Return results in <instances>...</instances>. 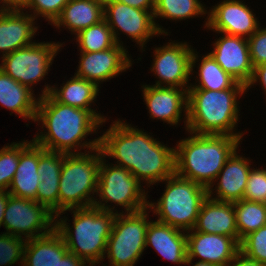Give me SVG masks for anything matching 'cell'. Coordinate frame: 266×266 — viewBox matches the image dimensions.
Here are the masks:
<instances>
[{"label":"cell","instance_id":"cell-33","mask_svg":"<svg viewBox=\"0 0 266 266\" xmlns=\"http://www.w3.org/2000/svg\"><path fill=\"white\" fill-rule=\"evenodd\" d=\"M64 153L45 150L39 145L38 174L40 181H59Z\"/></svg>","mask_w":266,"mask_h":266},{"label":"cell","instance_id":"cell-24","mask_svg":"<svg viewBox=\"0 0 266 266\" xmlns=\"http://www.w3.org/2000/svg\"><path fill=\"white\" fill-rule=\"evenodd\" d=\"M68 249L61 234L54 228L49 234L26 240L23 266H54Z\"/></svg>","mask_w":266,"mask_h":266},{"label":"cell","instance_id":"cell-44","mask_svg":"<svg viewBox=\"0 0 266 266\" xmlns=\"http://www.w3.org/2000/svg\"><path fill=\"white\" fill-rule=\"evenodd\" d=\"M10 196L8 191H0V227L3 224L4 212Z\"/></svg>","mask_w":266,"mask_h":266},{"label":"cell","instance_id":"cell-34","mask_svg":"<svg viewBox=\"0 0 266 266\" xmlns=\"http://www.w3.org/2000/svg\"><path fill=\"white\" fill-rule=\"evenodd\" d=\"M240 252L266 265V225L249 233L241 240Z\"/></svg>","mask_w":266,"mask_h":266},{"label":"cell","instance_id":"cell-32","mask_svg":"<svg viewBox=\"0 0 266 266\" xmlns=\"http://www.w3.org/2000/svg\"><path fill=\"white\" fill-rule=\"evenodd\" d=\"M20 161V143L0 149V191H7Z\"/></svg>","mask_w":266,"mask_h":266},{"label":"cell","instance_id":"cell-13","mask_svg":"<svg viewBox=\"0 0 266 266\" xmlns=\"http://www.w3.org/2000/svg\"><path fill=\"white\" fill-rule=\"evenodd\" d=\"M197 54L186 43H169L155 49V59L152 71L158 75L155 86L162 87L163 82L168 87L182 88L188 84V79L196 63Z\"/></svg>","mask_w":266,"mask_h":266},{"label":"cell","instance_id":"cell-2","mask_svg":"<svg viewBox=\"0 0 266 266\" xmlns=\"http://www.w3.org/2000/svg\"><path fill=\"white\" fill-rule=\"evenodd\" d=\"M38 100L35 121H42L48 133L36 135L33 141L45 150L65 154L105 122L94 110H84L57 102L50 94ZM81 140V141H80Z\"/></svg>","mask_w":266,"mask_h":266},{"label":"cell","instance_id":"cell-17","mask_svg":"<svg viewBox=\"0 0 266 266\" xmlns=\"http://www.w3.org/2000/svg\"><path fill=\"white\" fill-rule=\"evenodd\" d=\"M208 15L205 25L219 33L249 38L259 28L252 11L238 0H224Z\"/></svg>","mask_w":266,"mask_h":266},{"label":"cell","instance_id":"cell-3","mask_svg":"<svg viewBox=\"0 0 266 266\" xmlns=\"http://www.w3.org/2000/svg\"><path fill=\"white\" fill-rule=\"evenodd\" d=\"M239 143V137L229 135L195 134L181 140L175 148V173L206 187L212 195L214 179Z\"/></svg>","mask_w":266,"mask_h":266},{"label":"cell","instance_id":"cell-1","mask_svg":"<svg viewBox=\"0 0 266 266\" xmlns=\"http://www.w3.org/2000/svg\"><path fill=\"white\" fill-rule=\"evenodd\" d=\"M99 138L102 155L116 158V166L128 169L139 181L151 185L175 173V149L125 122L114 121Z\"/></svg>","mask_w":266,"mask_h":266},{"label":"cell","instance_id":"cell-35","mask_svg":"<svg viewBox=\"0 0 266 266\" xmlns=\"http://www.w3.org/2000/svg\"><path fill=\"white\" fill-rule=\"evenodd\" d=\"M21 237L11 234H0V265H12L19 259L23 263L24 248L26 244Z\"/></svg>","mask_w":266,"mask_h":266},{"label":"cell","instance_id":"cell-6","mask_svg":"<svg viewBox=\"0 0 266 266\" xmlns=\"http://www.w3.org/2000/svg\"><path fill=\"white\" fill-rule=\"evenodd\" d=\"M99 140L100 138H97L80 146L90 148L96 155L86 152L76 154L75 151L64 153L59 180V213L55 218L64 211L93 206L95 199L89 196L97 192L99 168L103 158Z\"/></svg>","mask_w":266,"mask_h":266},{"label":"cell","instance_id":"cell-26","mask_svg":"<svg viewBox=\"0 0 266 266\" xmlns=\"http://www.w3.org/2000/svg\"><path fill=\"white\" fill-rule=\"evenodd\" d=\"M31 91V87L20 84L0 69V103L2 106L14 111L20 117L35 121L38 101Z\"/></svg>","mask_w":266,"mask_h":266},{"label":"cell","instance_id":"cell-27","mask_svg":"<svg viewBox=\"0 0 266 266\" xmlns=\"http://www.w3.org/2000/svg\"><path fill=\"white\" fill-rule=\"evenodd\" d=\"M98 89L99 88L95 83L74 76V78L67 81L59 90H56L55 87L45 86V89L40 96L43 97L50 94L57 102L64 105L84 110H93L89 107L90 104L94 102L93 100L98 94Z\"/></svg>","mask_w":266,"mask_h":266},{"label":"cell","instance_id":"cell-11","mask_svg":"<svg viewBox=\"0 0 266 266\" xmlns=\"http://www.w3.org/2000/svg\"><path fill=\"white\" fill-rule=\"evenodd\" d=\"M54 220H57L55 215L35 200L12 195L8 197L3 219L7 234L17 237H22L23 234L26 240L41 237L49 234L55 228ZM42 230L44 231L42 232ZM39 231L41 233H38Z\"/></svg>","mask_w":266,"mask_h":266},{"label":"cell","instance_id":"cell-18","mask_svg":"<svg viewBox=\"0 0 266 266\" xmlns=\"http://www.w3.org/2000/svg\"><path fill=\"white\" fill-rule=\"evenodd\" d=\"M144 101L152 118L161 119L172 125L180 121L181 111L185 108L187 125L188 89L165 86H143Z\"/></svg>","mask_w":266,"mask_h":266},{"label":"cell","instance_id":"cell-8","mask_svg":"<svg viewBox=\"0 0 266 266\" xmlns=\"http://www.w3.org/2000/svg\"><path fill=\"white\" fill-rule=\"evenodd\" d=\"M146 210L126 215L116 213L105 252L110 266H134L143 253L150 223Z\"/></svg>","mask_w":266,"mask_h":266},{"label":"cell","instance_id":"cell-42","mask_svg":"<svg viewBox=\"0 0 266 266\" xmlns=\"http://www.w3.org/2000/svg\"><path fill=\"white\" fill-rule=\"evenodd\" d=\"M117 1L141 10L149 9L151 10L150 11L151 13H154L156 5V0H117Z\"/></svg>","mask_w":266,"mask_h":266},{"label":"cell","instance_id":"cell-46","mask_svg":"<svg viewBox=\"0 0 266 266\" xmlns=\"http://www.w3.org/2000/svg\"><path fill=\"white\" fill-rule=\"evenodd\" d=\"M194 266H216V265L211 264V263H207L204 261H199V262H196V264Z\"/></svg>","mask_w":266,"mask_h":266},{"label":"cell","instance_id":"cell-20","mask_svg":"<svg viewBox=\"0 0 266 266\" xmlns=\"http://www.w3.org/2000/svg\"><path fill=\"white\" fill-rule=\"evenodd\" d=\"M193 230L232 237L239 243L234 203L207 197L201 205L196 224L191 231Z\"/></svg>","mask_w":266,"mask_h":266},{"label":"cell","instance_id":"cell-22","mask_svg":"<svg viewBox=\"0 0 266 266\" xmlns=\"http://www.w3.org/2000/svg\"><path fill=\"white\" fill-rule=\"evenodd\" d=\"M236 153L235 150L217 175L216 178H220L216 190L218 195L212 198L211 194H208L211 199L230 203L243 199L251 168L249 161Z\"/></svg>","mask_w":266,"mask_h":266},{"label":"cell","instance_id":"cell-9","mask_svg":"<svg viewBox=\"0 0 266 266\" xmlns=\"http://www.w3.org/2000/svg\"><path fill=\"white\" fill-rule=\"evenodd\" d=\"M101 159L97 193L102 201H111L125 207L127 213H135L148 209L145 191L140 181L123 167L106 165Z\"/></svg>","mask_w":266,"mask_h":266},{"label":"cell","instance_id":"cell-7","mask_svg":"<svg viewBox=\"0 0 266 266\" xmlns=\"http://www.w3.org/2000/svg\"><path fill=\"white\" fill-rule=\"evenodd\" d=\"M164 181L166 190L158 203H148L149 209L159 215L157 221L183 231L194 228L203 201L208 197V189L174 173Z\"/></svg>","mask_w":266,"mask_h":266},{"label":"cell","instance_id":"cell-37","mask_svg":"<svg viewBox=\"0 0 266 266\" xmlns=\"http://www.w3.org/2000/svg\"><path fill=\"white\" fill-rule=\"evenodd\" d=\"M70 0H28L27 3L21 8H31L35 11L34 15H41L46 17L48 21L54 23L55 20L61 15L64 6ZM37 14V15H36Z\"/></svg>","mask_w":266,"mask_h":266},{"label":"cell","instance_id":"cell-28","mask_svg":"<svg viewBox=\"0 0 266 266\" xmlns=\"http://www.w3.org/2000/svg\"><path fill=\"white\" fill-rule=\"evenodd\" d=\"M199 84L187 89L226 90L246 89L243 83L238 82L229 73L225 72L210 54L203 57L199 65Z\"/></svg>","mask_w":266,"mask_h":266},{"label":"cell","instance_id":"cell-43","mask_svg":"<svg viewBox=\"0 0 266 266\" xmlns=\"http://www.w3.org/2000/svg\"><path fill=\"white\" fill-rule=\"evenodd\" d=\"M235 262V263H234ZM233 263V265H231ZM227 266H266L256 260L250 259L242 252H239L236 257Z\"/></svg>","mask_w":266,"mask_h":266},{"label":"cell","instance_id":"cell-38","mask_svg":"<svg viewBox=\"0 0 266 266\" xmlns=\"http://www.w3.org/2000/svg\"><path fill=\"white\" fill-rule=\"evenodd\" d=\"M36 202L44 205L56 216L59 213V181H40Z\"/></svg>","mask_w":266,"mask_h":266},{"label":"cell","instance_id":"cell-4","mask_svg":"<svg viewBox=\"0 0 266 266\" xmlns=\"http://www.w3.org/2000/svg\"><path fill=\"white\" fill-rule=\"evenodd\" d=\"M113 210L114 207L112 209L101 201H94L93 206L73 210L74 231H70L66 219L55 221V229L63 237L69 252L95 266L105 258L107 241L116 217Z\"/></svg>","mask_w":266,"mask_h":266},{"label":"cell","instance_id":"cell-10","mask_svg":"<svg viewBox=\"0 0 266 266\" xmlns=\"http://www.w3.org/2000/svg\"><path fill=\"white\" fill-rule=\"evenodd\" d=\"M60 47L62 45L58 43L34 42L2 56L0 69L15 81L29 87L32 83L44 79Z\"/></svg>","mask_w":266,"mask_h":266},{"label":"cell","instance_id":"cell-31","mask_svg":"<svg viewBox=\"0 0 266 266\" xmlns=\"http://www.w3.org/2000/svg\"><path fill=\"white\" fill-rule=\"evenodd\" d=\"M204 6L198 0H156L153 17L183 20L205 14Z\"/></svg>","mask_w":266,"mask_h":266},{"label":"cell","instance_id":"cell-12","mask_svg":"<svg viewBox=\"0 0 266 266\" xmlns=\"http://www.w3.org/2000/svg\"><path fill=\"white\" fill-rule=\"evenodd\" d=\"M103 17L110 29L117 44V29L128 34L142 48L144 43L153 35L165 33L159 25L154 22L153 13L149 10H141L118 2L117 0H104ZM116 28V29H115ZM117 33V34H116Z\"/></svg>","mask_w":266,"mask_h":266},{"label":"cell","instance_id":"cell-23","mask_svg":"<svg viewBox=\"0 0 266 266\" xmlns=\"http://www.w3.org/2000/svg\"><path fill=\"white\" fill-rule=\"evenodd\" d=\"M180 229L160 221L150 222L146 232L148 245L160 253L165 259L176 264H185L187 259V236Z\"/></svg>","mask_w":266,"mask_h":266},{"label":"cell","instance_id":"cell-21","mask_svg":"<svg viewBox=\"0 0 266 266\" xmlns=\"http://www.w3.org/2000/svg\"><path fill=\"white\" fill-rule=\"evenodd\" d=\"M39 145L33 140L20 143V161L14 178L10 184L9 194L36 201V193L40 183L38 170Z\"/></svg>","mask_w":266,"mask_h":266},{"label":"cell","instance_id":"cell-16","mask_svg":"<svg viewBox=\"0 0 266 266\" xmlns=\"http://www.w3.org/2000/svg\"><path fill=\"white\" fill-rule=\"evenodd\" d=\"M246 40V41H245ZM209 53L220 67L245 86L254 67L251 63L247 37L225 34L218 39Z\"/></svg>","mask_w":266,"mask_h":266},{"label":"cell","instance_id":"cell-14","mask_svg":"<svg viewBox=\"0 0 266 266\" xmlns=\"http://www.w3.org/2000/svg\"><path fill=\"white\" fill-rule=\"evenodd\" d=\"M187 259L192 264L194 257L216 266H227L240 252V244L232 237L219 234L187 232Z\"/></svg>","mask_w":266,"mask_h":266},{"label":"cell","instance_id":"cell-19","mask_svg":"<svg viewBox=\"0 0 266 266\" xmlns=\"http://www.w3.org/2000/svg\"><path fill=\"white\" fill-rule=\"evenodd\" d=\"M35 18L32 14L24 15L19 8L0 9V50H3V56L34 43L31 39L37 31L33 26Z\"/></svg>","mask_w":266,"mask_h":266},{"label":"cell","instance_id":"cell-30","mask_svg":"<svg viewBox=\"0 0 266 266\" xmlns=\"http://www.w3.org/2000/svg\"><path fill=\"white\" fill-rule=\"evenodd\" d=\"M77 41L81 52H98L114 47L117 43L112 30L103 19L99 23L80 31Z\"/></svg>","mask_w":266,"mask_h":266},{"label":"cell","instance_id":"cell-40","mask_svg":"<svg viewBox=\"0 0 266 266\" xmlns=\"http://www.w3.org/2000/svg\"><path fill=\"white\" fill-rule=\"evenodd\" d=\"M257 80H260L261 85L266 91V63H263L261 65H258L254 67L252 77L248 84L246 85V90L248 87H250L252 84L257 82ZM266 93V92H265Z\"/></svg>","mask_w":266,"mask_h":266},{"label":"cell","instance_id":"cell-39","mask_svg":"<svg viewBox=\"0 0 266 266\" xmlns=\"http://www.w3.org/2000/svg\"><path fill=\"white\" fill-rule=\"evenodd\" d=\"M247 41L253 67L266 63V28H258Z\"/></svg>","mask_w":266,"mask_h":266},{"label":"cell","instance_id":"cell-25","mask_svg":"<svg viewBox=\"0 0 266 266\" xmlns=\"http://www.w3.org/2000/svg\"><path fill=\"white\" fill-rule=\"evenodd\" d=\"M103 12L104 0H70L53 24L64 25L77 35L103 20Z\"/></svg>","mask_w":266,"mask_h":266},{"label":"cell","instance_id":"cell-5","mask_svg":"<svg viewBox=\"0 0 266 266\" xmlns=\"http://www.w3.org/2000/svg\"><path fill=\"white\" fill-rule=\"evenodd\" d=\"M245 91L246 89H188V132L198 135H229L241 139L242 134L232 130L238 120L237 96Z\"/></svg>","mask_w":266,"mask_h":266},{"label":"cell","instance_id":"cell-15","mask_svg":"<svg viewBox=\"0 0 266 266\" xmlns=\"http://www.w3.org/2000/svg\"><path fill=\"white\" fill-rule=\"evenodd\" d=\"M127 56V51L121 44L103 51L81 52L79 69L75 76L98 86L100 81L111 79L131 66V60Z\"/></svg>","mask_w":266,"mask_h":266},{"label":"cell","instance_id":"cell-41","mask_svg":"<svg viewBox=\"0 0 266 266\" xmlns=\"http://www.w3.org/2000/svg\"><path fill=\"white\" fill-rule=\"evenodd\" d=\"M86 262L71 252H67L54 266H85Z\"/></svg>","mask_w":266,"mask_h":266},{"label":"cell","instance_id":"cell-45","mask_svg":"<svg viewBox=\"0 0 266 266\" xmlns=\"http://www.w3.org/2000/svg\"><path fill=\"white\" fill-rule=\"evenodd\" d=\"M2 3H3V7L2 9L4 8H19L21 9L26 3L28 0H1ZM4 3L6 4L4 7Z\"/></svg>","mask_w":266,"mask_h":266},{"label":"cell","instance_id":"cell-36","mask_svg":"<svg viewBox=\"0 0 266 266\" xmlns=\"http://www.w3.org/2000/svg\"><path fill=\"white\" fill-rule=\"evenodd\" d=\"M243 199L266 203V169H251Z\"/></svg>","mask_w":266,"mask_h":266},{"label":"cell","instance_id":"cell-29","mask_svg":"<svg viewBox=\"0 0 266 266\" xmlns=\"http://www.w3.org/2000/svg\"><path fill=\"white\" fill-rule=\"evenodd\" d=\"M239 244L249 233L266 225V203L242 199L234 202Z\"/></svg>","mask_w":266,"mask_h":266}]
</instances>
